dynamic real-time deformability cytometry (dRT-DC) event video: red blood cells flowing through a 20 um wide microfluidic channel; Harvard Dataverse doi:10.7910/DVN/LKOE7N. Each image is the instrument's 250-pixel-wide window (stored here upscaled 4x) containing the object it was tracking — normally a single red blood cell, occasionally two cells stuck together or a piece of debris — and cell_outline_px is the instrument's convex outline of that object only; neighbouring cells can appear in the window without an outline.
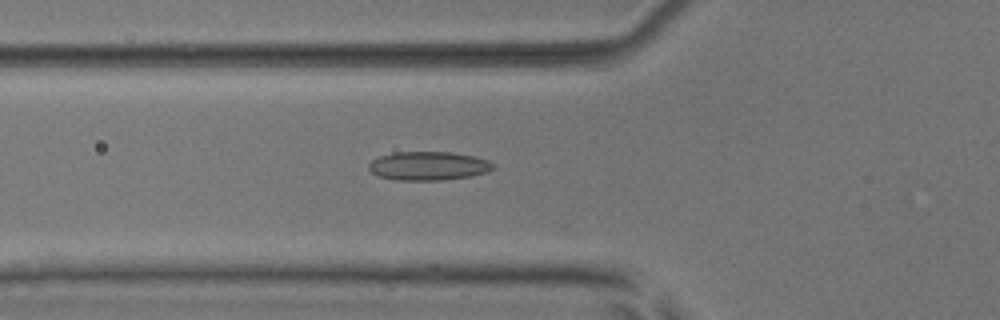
{"species": "common noctule bat (a hibernating species)", "species_latin": "Nyctalus noctula", "temperature_condition": "room temperature", "stored_images_in_passage": 53, "camera_frame_rate_fps": 3000, "um_per_image_px": 0.085, "animal": {"sex": "male", "body_mass_g": 17.9, "forearm_length_mm": 54.2}, "frame": {"image": 1, "passage_image": 20, "time_ms": 6.333, "image_size_px": [1000, 320], "cell_outline_px": [[492, 168], [488, 172], [468, 176], [444, 180], [396, 180], [380, 176], [372, 172], [368, 168], [368, 164], [372, 160], [380, 156], [392, 152], [452, 152], [476, 156], [488, 160], [492, 164]], "centroid_in_image_um": [36.4, 14.09], "position_along_channel_um": 89.4, "area_um2": 20.75}}
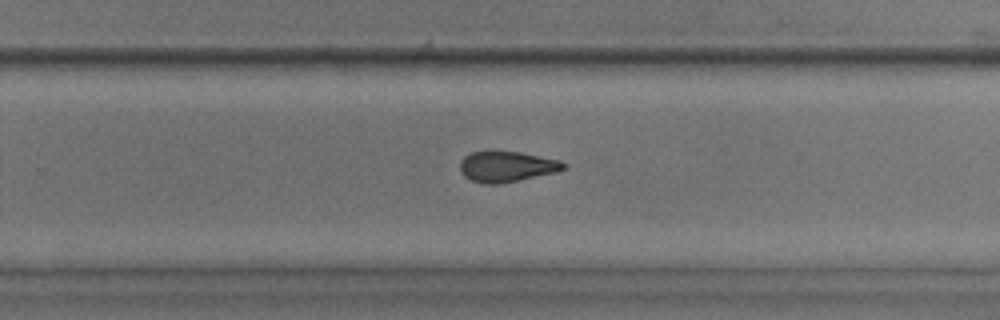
{"frame": {"image": 2, "passage_image": 35, "time_ms": 11.333, "image_size_px": [1000, 320], "cell_outline_px": [[568, 164], [564, 168], [556, 172], [496, 184], [484, 184], [472, 180], [464, 176], [460, 172], [460, 160], [464, 156], [472, 152], [520, 152], [560, 160]], "centroid_in_image_um": [43.05, 14.16], "position_along_channel_um": 286.7, "area_um2": 18.21}}
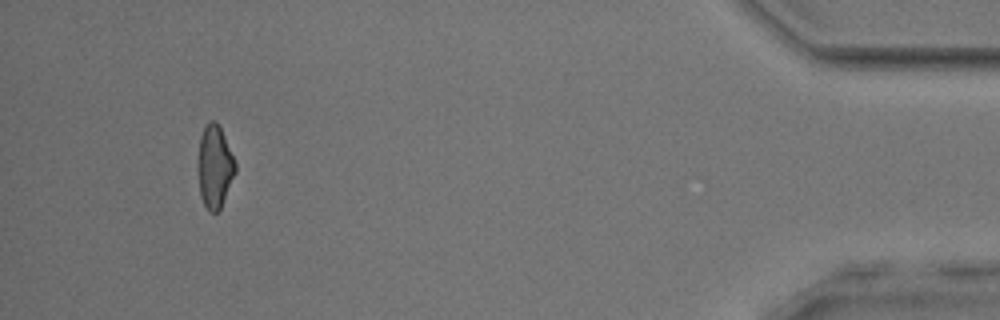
{"frame": {"image": 3, "passage_image": 50, "time_ms": 16.333, "image_size_px": [1000, 320], "cell_outline_px": [[236, 172], [220, 208], [216, 212], [208, 212], [200, 196], [200, 136], [204, 128], [212, 120], [216, 120], [236, 160]], "centroid_in_image_um": [18.29, 14.18], "position_along_channel_um": 416.9, "area_um2": 17.4}, "authors_computed_cell_mechanics": {"area_um2": 19.1896, "velocity_mm_per_s": 3.9503, "shape_relaxation_time_tau1_ms": null, "shape_relaxation_time_tau2_ms": 2.2883, "deformation_change_tau1": null, "deformation_change_tau2": 0.0935}}